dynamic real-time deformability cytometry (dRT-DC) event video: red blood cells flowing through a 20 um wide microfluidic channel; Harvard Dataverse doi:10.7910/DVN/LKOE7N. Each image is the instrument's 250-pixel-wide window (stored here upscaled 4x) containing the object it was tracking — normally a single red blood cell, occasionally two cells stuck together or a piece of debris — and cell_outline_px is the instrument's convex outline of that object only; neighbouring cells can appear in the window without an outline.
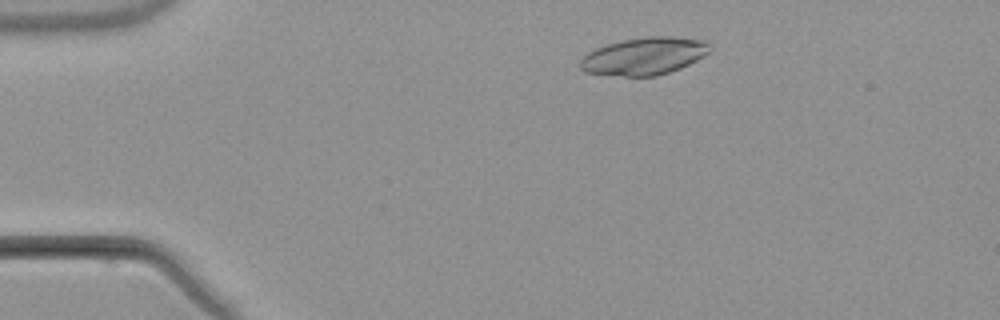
{"species": "common noctule bat (a hibernating species)", "species_latin": "Nyctalus noctula", "temperature_condition": "warm", "stored_images_in_passage": 6, "camera_frame_rate_fps": 3000, "um_per_image_px": 0.085, "animal": {"sex": "male", "body_mass_g": 21.5, "forearm_length_mm": 52.0}, "frame": {"image": 1, "passage_image": 1, "time_ms": 0.0, "image_size_px": [1000, 320], "cell_outline_px": [[712, 48], [704, 56], [680, 68], [656, 76], [624, 76], [584, 72], [580, 68], [580, 60], [588, 52], [596, 48], [620, 40], [644, 36], [672, 36], [704, 40], [712, 44]], "centroid_in_image_um": [54.77, 4.75], "position_along_channel_um": 30.2, "area_um2": 28.38}}
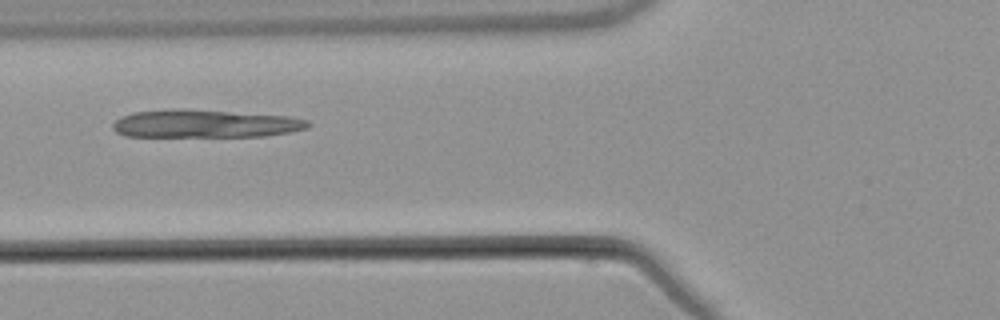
{"frame": {"image": 2, "passage_image": 4, "time_ms": 3.667, "image_size_px": [1000, 320], "cell_outline_px": [[312, 124], [308, 128], [288, 132], [264, 136], [124, 136], [116, 132], [112, 128], [112, 124], [120, 116], [132, 112], [168, 108], [184, 108], [288, 116], [308, 120]], "centroid_in_image_um": [17.38, 10.5], "position_along_channel_um": 108.4, "area_um2": 32.08}}
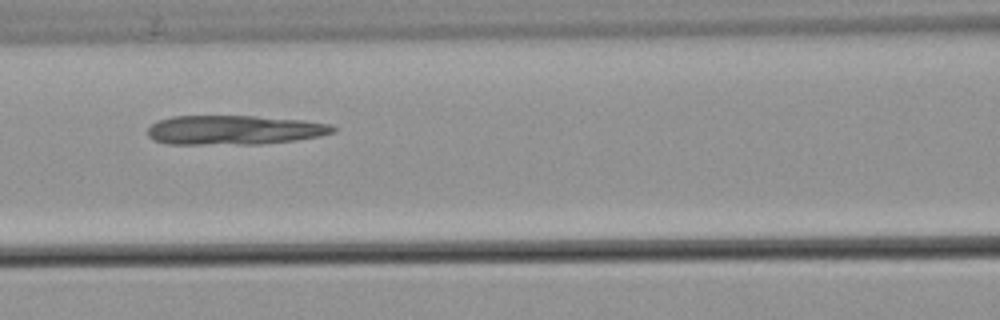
{"frame": {"image": 3, "passage_image": 5, "time_ms": 4.667, "image_size_px": [1000, 320], "cell_outline_px": [[336, 132], [320, 136], [296, 140], [260, 144], [168, 144], [152, 140], [148, 136], [148, 128], [152, 124], [160, 120], [172, 116], [256, 116], [304, 120], [332, 124], [336, 128]], "centroid_in_image_um": [19.93, 11.05], "position_along_channel_um": 146.7, "area_um2": 31.91}}